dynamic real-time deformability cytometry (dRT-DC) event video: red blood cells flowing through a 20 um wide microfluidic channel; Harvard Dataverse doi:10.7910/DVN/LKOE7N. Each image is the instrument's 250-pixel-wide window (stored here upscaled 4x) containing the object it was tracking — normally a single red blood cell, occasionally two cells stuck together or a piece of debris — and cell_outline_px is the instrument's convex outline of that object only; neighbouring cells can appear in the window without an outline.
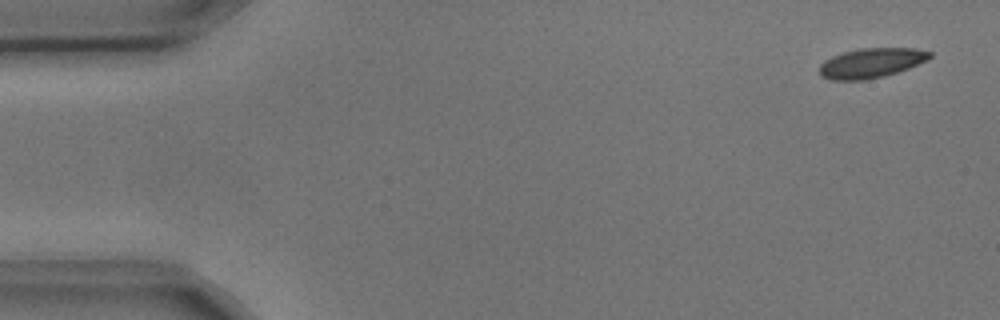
{"species": "common noctule bat (a hibernating species)", "species_latin": "Nyctalus noctula", "temperature_condition": "cold", "stored_images_in_passage": 4, "camera_frame_rate_fps": 3000, "um_per_image_px": 0.085, "animal": {"sex": "male", "body_mass_g": 17.9, "forearm_length_mm": 54.2}, "frame": {"image": 1, "passage_image": 1, "time_ms": 0.0, "image_size_px": [1000, 320], "cell_outline_px": [[932, 56], [928, 60], [908, 68], [884, 76], [864, 80], [832, 80], [820, 76], [820, 64], [824, 60], [832, 56], [844, 52], [860, 48], [916, 48], [932, 52]], "centroid_in_image_um": [74.06, 5.35], "position_along_channel_um": 10.9, "area_um2": 19.13}}
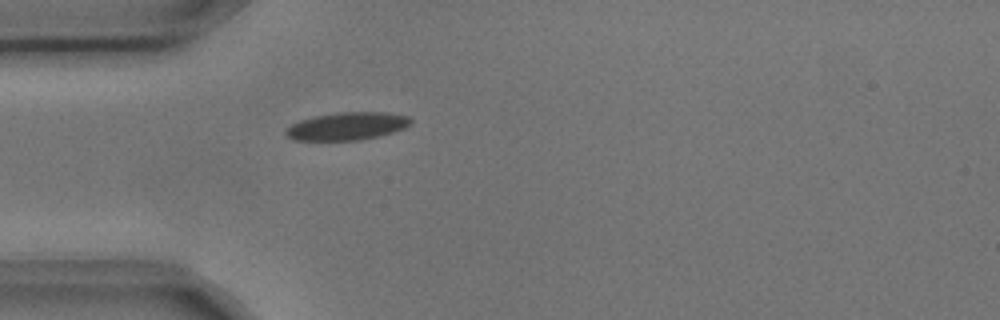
{"frame": {"image": 2, "passage_image": 4, "time_ms": 1.0, "image_size_px": [1000, 320], "cell_outline_px": [[412, 124], [404, 128], [392, 132], [360, 140], [292, 140], [284, 132], [292, 124], [300, 120], [316, 116], [340, 112], [384, 112], [408, 116], [412, 120]], "centroid_in_image_um": [29.52, 10.72], "position_along_channel_um": 55.5, "area_um2": 20.0}}